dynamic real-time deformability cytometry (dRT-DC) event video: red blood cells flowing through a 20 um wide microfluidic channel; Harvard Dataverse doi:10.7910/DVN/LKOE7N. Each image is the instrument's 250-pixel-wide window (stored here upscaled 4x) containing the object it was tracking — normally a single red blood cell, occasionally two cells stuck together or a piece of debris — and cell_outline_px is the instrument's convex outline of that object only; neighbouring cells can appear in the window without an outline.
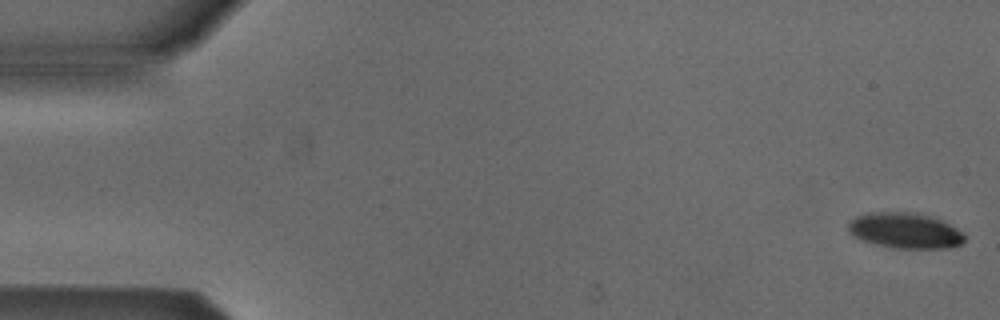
{"species": "Egyptian fruit bat (a non-hibernating species)", "species_latin": "Rousettus aegyptiacus", "temperature_condition": "cold", "stored_images_in_passage": 54, "camera_frame_rate_fps": 3000, "um_per_image_px": 0.085, "animal": {"sex": "male"}, "frame": {"image": 1, "passage_image": 1, "time_ms": 0.0, "image_size_px": [1000, 320], "cell_outline_px": [[964, 240], [960, 244], [948, 248], [892, 248], [876, 244], [852, 236], [848, 232], [848, 224], [856, 216], [872, 212], [908, 212], [928, 216], [940, 220], [964, 232]], "centroid_in_image_um": [76.91, 19.61], "position_along_channel_um": 8.1, "area_um2": 23.87}}
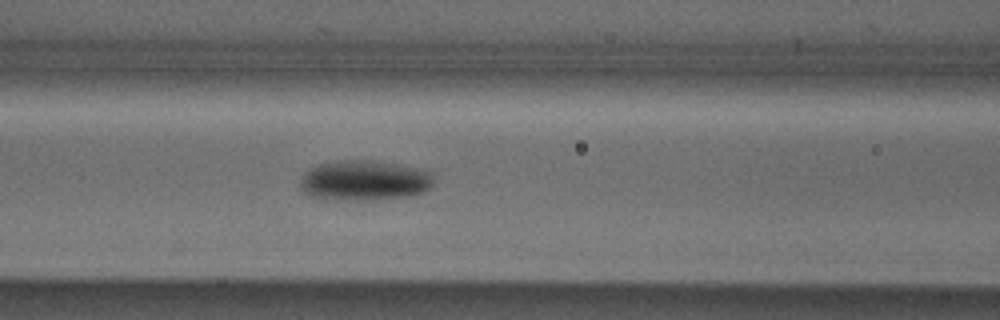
{"frame": {"image": 2, "passage_image": 22, "time_ms": 7.0, "image_size_px": [1000, 320], "cell_outline_px": [[432, 184], [424, 192], [408, 196], [348, 200], [316, 196], [304, 192], [300, 188], [300, 180], [304, 172], [320, 164], [336, 160], [376, 160], [416, 168], [432, 172]], "centroid_in_image_um": [30.97, 15.31], "position_along_channel_um": 135.6, "area_um2": 30.69}}
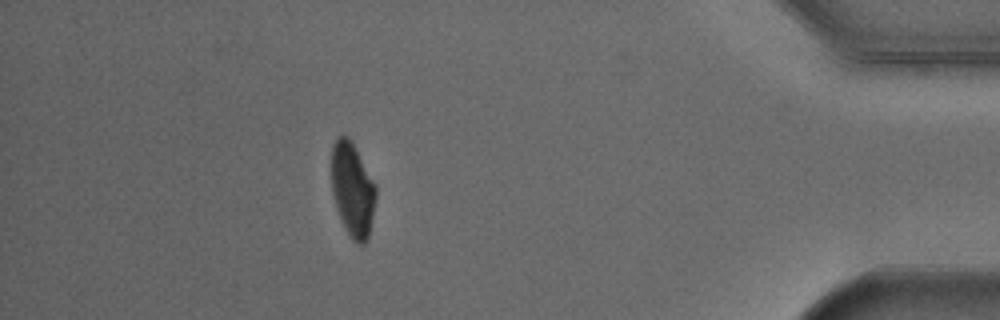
{"frame": {"image": 3, "passage_image": 47, "time_ms": 15.333, "image_size_px": [1000, 320], "cell_outline_px": [[376, 196], [368, 236], [364, 244], [356, 244], [348, 236], [340, 220], [336, 208], [332, 192], [332, 144], [340, 136], [348, 136], [352, 140], [376, 184]], "centroid_in_image_um": [29.96, 16.12], "position_along_channel_um": 405.2, "area_um2": 24.51}, "authors_computed_cell_mechanics": {"area_um2": 26.5591, "velocity_mm_per_s": 3.8546, "shape_relaxation_time_tau1_ms": 2.9777, "shape_relaxation_time_tau2_ms": 3.6918, "deformation_change_tau1": 0.1234, "deformation_change_tau2": 0.0496}}